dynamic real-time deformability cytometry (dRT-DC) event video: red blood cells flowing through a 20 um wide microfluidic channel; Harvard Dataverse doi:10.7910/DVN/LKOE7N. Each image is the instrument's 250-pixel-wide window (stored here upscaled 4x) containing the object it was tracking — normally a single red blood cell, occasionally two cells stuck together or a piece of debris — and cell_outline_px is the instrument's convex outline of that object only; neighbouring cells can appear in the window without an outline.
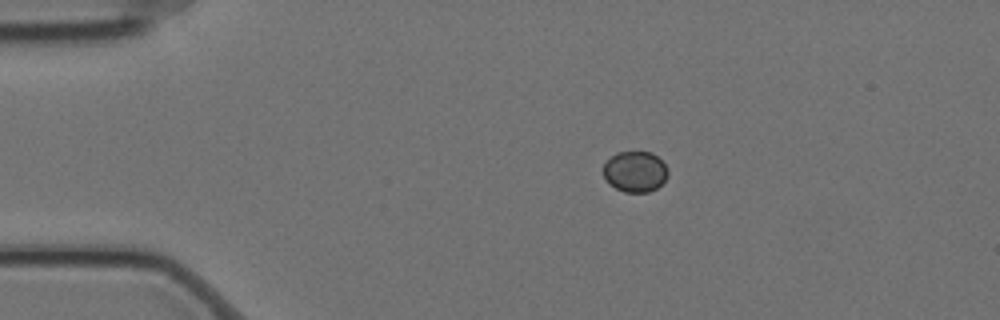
{"species": "Egyptian fruit bat (a non-hibernating species)", "species_latin": "Rousettus aegyptiacus", "temperature_condition": "cold", "stored_images_in_passage": 4, "camera_frame_rate_fps": 3000, "um_per_image_px": 0.085, "animal": {"sex": "female"}, "frame": {"image": 1, "passage_image": 1, "time_ms": 0.0, "image_size_px": [1000, 320], "cell_outline_px": [[668, 176], [656, 188], [648, 192], [624, 192], [616, 188], [604, 176], [604, 160], [616, 152], [652, 152], [668, 168]], "centroid_in_image_um": [53.98, 14.57], "position_along_channel_um": 31.0, "area_um2": 15.26}}
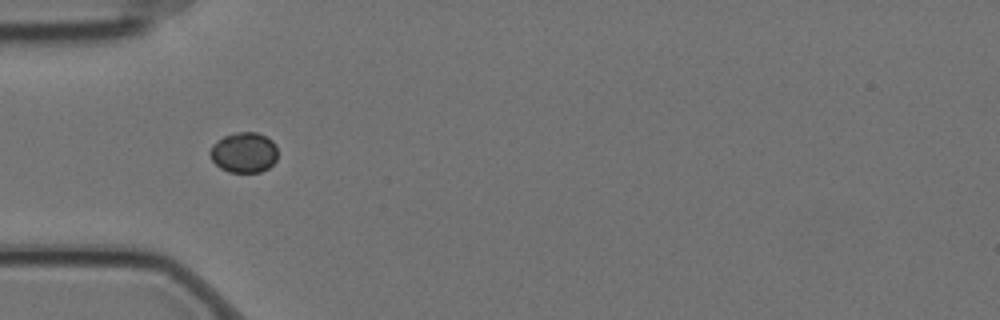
{"frame": {"image": 2, "passage_image": 3, "time_ms": 0.667, "image_size_px": [1000, 320], "cell_outline_px": [[276, 160], [268, 168], [260, 172], [228, 172], [220, 168], [212, 160], [212, 144], [224, 136], [236, 132], [256, 132], [272, 140], [276, 144]], "centroid_in_image_um": [20.75, 12.96], "position_along_channel_um": 64.2, "area_um2": 15.72}}
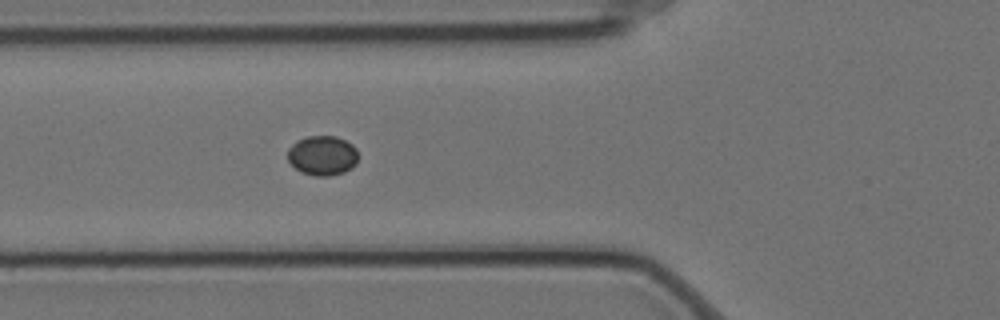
{"frame": {"image": 3, "passage_image": 4, "time_ms": 1.0, "image_size_px": [1000, 320], "cell_outline_px": [[356, 164], [352, 168], [344, 172], [328, 176], [316, 176], [300, 172], [288, 160], [288, 148], [296, 140], [308, 136], [336, 136], [352, 144], [356, 148]], "centroid_in_image_um": [27.39, 13.22], "position_along_channel_um": 98.4, "area_um2": 16.3}}